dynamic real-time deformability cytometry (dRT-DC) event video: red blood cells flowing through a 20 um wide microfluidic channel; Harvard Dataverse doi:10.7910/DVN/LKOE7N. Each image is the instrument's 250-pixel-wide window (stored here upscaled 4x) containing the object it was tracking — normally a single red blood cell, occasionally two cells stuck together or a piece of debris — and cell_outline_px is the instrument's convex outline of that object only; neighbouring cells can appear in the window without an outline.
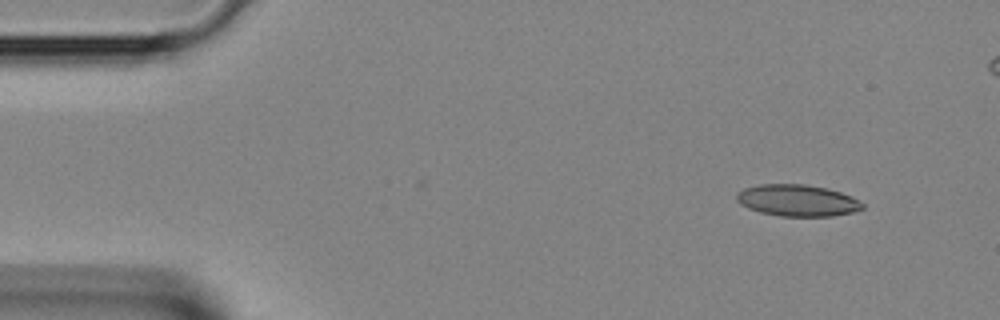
{"species": "Egyptian fruit bat (a non-hibernating species)", "species_latin": "Rousettus aegyptiacus", "temperature_condition": "room temperature", "stored_images_in_passage": 37, "camera_frame_rate_fps": 3000, "um_per_image_px": 0.085, "animal": {"sex": "female"}, "frame": {"image": 1, "passage_image": 1, "time_ms": 0.0, "image_size_px": [1000, 320], "cell_outline_px": [[864, 208], [852, 212], [832, 216], [780, 216], [760, 212], [748, 208], [740, 204], [736, 200], [736, 192], [744, 188], [760, 184], [804, 184], [824, 188], [840, 192], [852, 196], [864, 204]], "centroid_in_image_um": [67.75, 17.04], "position_along_channel_um": 17.3, "area_um2": 23.18}}
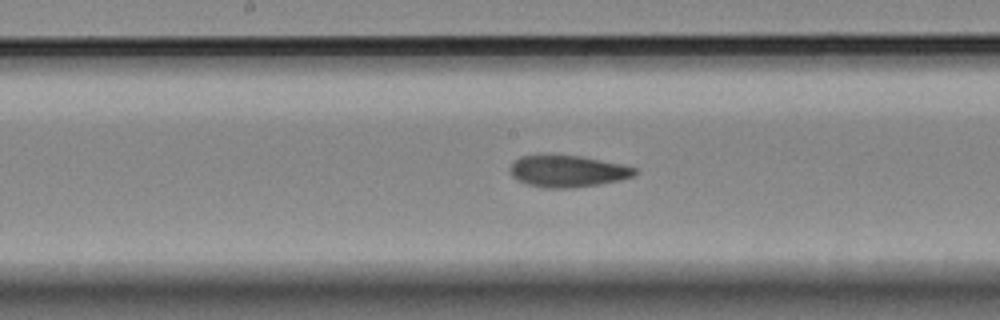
{"frame": {"image": 2, "passage_image": 17, "time_ms": 5.333, "image_size_px": [1000, 320], "cell_outline_px": [[636, 172], [632, 176], [620, 180], [600, 184], [576, 188], [544, 188], [528, 184], [516, 180], [508, 172], [508, 168], [520, 156], [580, 156], [620, 164], [636, 168]], "centroid_in_image_um": [48.21, 14.58], "position_along_channel_um": 200.0, "area_um2": 22.83}}
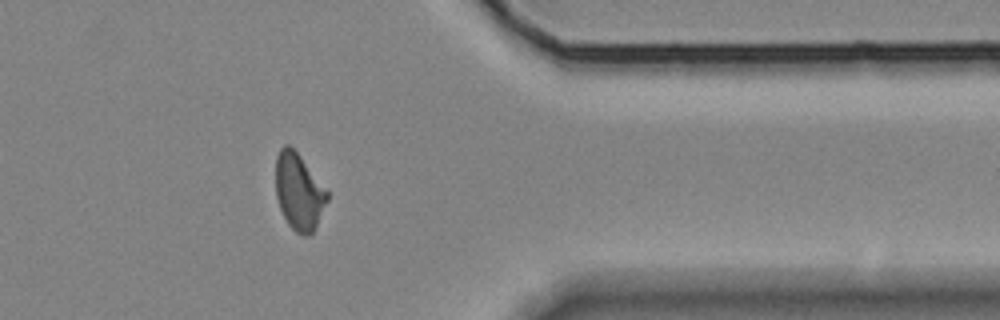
{"frame": {"image": 3, "passage_image": 29, "time_ms": 9.333, "image_size_px": [1000, 320], "cell_outline_px": [[328, 200], [312, 232], [308, 236], [304, 236], [296, 232], [288, 224], [280, 208], [276, 196], [276, 156], [280, 148], [284, 144], [288, 144], [300, 156], [328, 192]], "centroid_in_image_um": [25.38, 16.29], "position_along_channel_um": 386.0, "area_um2": 22.6}}